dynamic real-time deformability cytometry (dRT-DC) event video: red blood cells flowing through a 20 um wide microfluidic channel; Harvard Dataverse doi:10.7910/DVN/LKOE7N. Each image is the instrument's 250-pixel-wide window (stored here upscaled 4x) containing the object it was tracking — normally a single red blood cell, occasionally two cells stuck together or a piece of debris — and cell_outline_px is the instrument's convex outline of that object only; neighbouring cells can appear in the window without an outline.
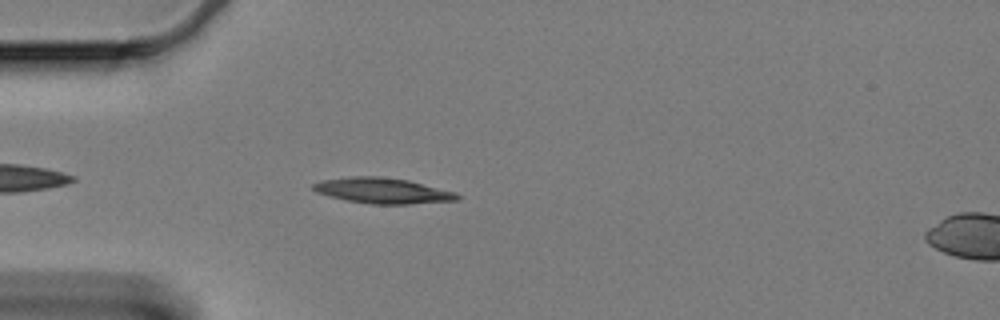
{"species": "Egyptian fruit bat (a non-hibernating species)", "species_latin": "Rousettus aegyptiacus", "temperature_condition": "cold", "stored_images_in_passage": 48, "camera_frame_rate_fps": 3000, "um_per_image_px": 0.085, "animal": {"sex": "female"}, "frame": {"image": 1, "passage_image": 5, "time_ms": 1.333, "image_size_px": [1000, 320], "cell_outline_px": [[460, 200], [408, 204], [372, 204], [348, 200], [328, 196], [316, 192], [312, 188], [312, 184], [324, 180], [352, 176], [380, 176], [408, 180], [456, 192], [460, 196]], "centroid_in_image_um": [32.55, 16.2], "position_along_channel_um": 52.5, "area_um2": 21.39}}
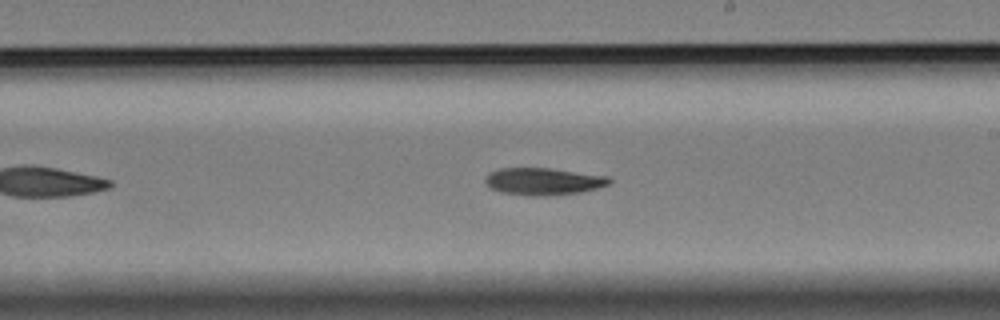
{"frame": {"image": 2, "passage_image": 23, "time_ms": 7.333, "image_size_px": [1000, 320], "cell_outline_px": [[612, 180], [608, 184], [596, 188], [580, 192], [544, 196], [532, 196], [500, 192], [492, 188], [484, 180], [488, 172], [500, 168], [548, 168], [608, 176]], "centroid_in_image_um": [46.16, 15.41], "position_along_channel_um": 242.8, "area_um2": 19.48}}
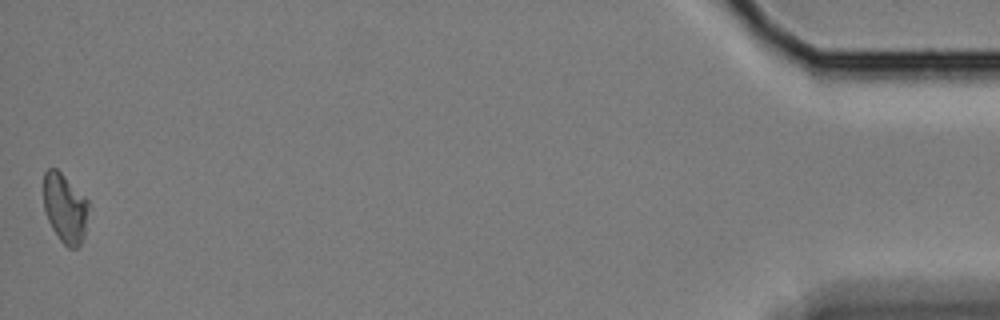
{"frame": {"image": 3, "passage_image": 48, "time_ms": 15.667, "image_size_px": [1000, 320], "cell_outline_px": [[88, 204], [84, 236], [80, 244], [76, 248], [68, 248], [60, 240], [52, 228], [48, 220], [44, 208], [44, 172], [48, 168], [56, 168], [88, 200]], "centroid_in_image_um": [5.51, 17.7], "position_along_channel_um": 429.7, "area_um2": 17.86}, "authors_computed_cell_mechanics": {"area_um2": 19.4208, "velocity_mm_per_s": 3.3313, "shape_relaxation_time_tau1_ms": 5.2253, "shape_relaxation_time_tau2_ms": null, "deformation_change_tau1": 0.1319, "deformation_change_tau2": null}}